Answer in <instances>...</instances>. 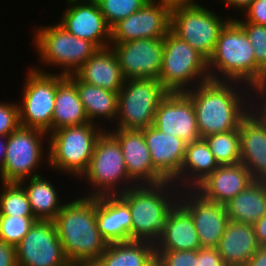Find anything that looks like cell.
I'll return each instance as SVG.
<instances>
[{
	"mask_svg": "<svg viewBox=\"0 0 266 266\" xmlns=\"http://www.w3.org/2000/svg\"><path fill=\"white\" fill-rule=\"evenodd\" d=\"M238 85V82L209 80L185 92L194 106L201 138L239 130L242 120L252 111L253 95L251 88Z\"/></svg>",
	"mask_w": 266,
	"mask_h": 266,
	"instance_id": "1",
	"label": "cell"
},
{
	"mask_svg": "<svg viewBox=\"0 0 266 266\" xmlns=\"http://www.w3.org/2000/svg\"><path fill=\"white\" fill-rule=\"evenodd\" d=\"M68 200L53 220L71 265H93L107 247L97 225V197Z\"/></svg>",
	"mask_w": 266,
	"mask_h": 266,
	"instance_id": "2",
	"label": "cell"
},
{
	"mask_svg": "<svg viewBox=\"0 0 266 266\" xmlns=\"http://www.w3.org/2000/svg\"><path fill=\"white\" fill-rule=\"evenodd\" d=\"M177 188L172 181H164L135 185L119 195L129 205L131 240L154 243L158 239L165 219L178 202L180 189Z\"/></svg>",
	"mask_w": 266,
	"mask_h": 266,
	"instance_id": "3",
	"label": "cell"
},
{
	"mask_svg": "<svg viewBox=\"0 0 266 266\" xmlns=\"http://www.w3.org/2000/svg\"><path fill=\"white\" fill-rule=\"evenodd\" d=\"M253 50L242 26L231 17L221 30L215 49L207 61L210 80L238 82L254 88Z\"/></svg>",
	"mask_w": 266,
	"mask_h": 266,
	"instance_id": "4",
	"label": "cell"
},
{
	"mask_svg": "<svg viewBox=\"0 0 266 266\" xmlns=\"http://www.w3.org/2000/svg\"><path fill=\"white\" fill-rule=\"evenodd\" d=\"M95 123L57 129L48 134V164L53 170L80 177L88 168L98 138L105 131Z\"/></svg>",
	"mask_w": 266,
	"mask_h": 266,
	"instance_id": "5",
	"label": "cell"
},
{
	"mask_svg": "<svg viewBox=\"0 0 266 266\" xmlns=\"http://www.w3.org/2000/svg\"><path fill=\"white\" fill-rule=\"evenodd\" d=\"M158 80L168 92L189 91L192 89L191 85L195 87L210 80L207 60L169 30L164 38L162 67Z\"/></svg>",
	"mask_w": 266,
	"mask_h": 266,
	"instance_id": "6",
	"label": "cell"
},
{
	"mask_svg": "<svg viewBox=\"0 0 266 266\" xmlns=\"http://www.w3.org/2000/svg\"><path fill=\"white\" fill-rule=\"evenodd\" d=\"M80 178L88 180L93 189L89 197L120 195L137 185L127 173L118 141L107 129L98 138L88 168Z\"/></svg>",
	"mask_w": 266,
	"mask_h": 266,
	"instance_id": "7",
	"label": "cell"
},
{
	"mask_svg": "<svg viewBox=\"0 0 266 266\" xmlns=\"http://www.w3.org/2000/svg\"><path fill=\"white\" fill-rule=\"evenodd\" d=\"M34 46L39 60L62 68V75L74 74L99 48L89 40L69 33L59 23L36 27Z\"/></svg>",
	"mask_w": 266,
	"mask_h": 266,
	"instance_id": "8",
	"label": "cell"
},
{
	"mask_svg": "<svg viewBox=\"0 0 266 266\" xmlns=\"http://www.w3.org/2000/svg\"><path fill=\"white\" fill-rule=\"evenodd\" d=\"M230 19H223L198 3L175 4L171 6L170 30L208 61L221 30Z\"/></svg>",
	"mask_w": 266,
	"mask_h": 266,
	"instance_id": "9",
	"label": "cell"
},
{
	"mask_svg": "<svg viewBox=\"0 0 266 266\" xmlns=\"http://www.w3.org/2000/svg\"><path fill=\"white\" fill-rule=\"evenodd\" d=\"M168 91L158 79H127L118 92L116 129L142 130L153 125L156 109Z\"/></svg>",
	"mask_w": 266,
	"mask_h": 266,
	"instance_id": "10",
	"label": "cell"
},
{
	"mask_svg": "<svg viewBox=\"0 0 266 266\" xmlns=\"http://www.w3.org/2000/svg\"><path fill=\"white\" fill-rule=\"evenodd\" d=\"M27 72L22 88V102L18 103L20 126L49 134L52 132L57 73L51 74L36 66Z\"/></svg>",
	"mask_w": 266,
	"mask_h": 266,
	"instance_id": "11",
	"label": "cell"
},
{
	"mask_svg": "<svg viewBox=\"0 0 266 266\" xmlns=\"http://www.w3.org/2000/svg\"><path fill=\"white\" fill-rule=\"evenodd\" d=\"M48 134L35 128L19 126L15 131L7 136V148L4 165L0 170L1 181L20 183L25 179L38 176L35 172L41 160L48 162V149L45 147V136ZM43 140V141H42ZM44 152L46 153L44 155Z\"/></svg>",
	"mask_w": 266,
	"mask_h": 266,
	"instance_id": "12",
	"label": "cell"
},
{
	"mask_svg": "<svg viewBox=\"0 0 266 266\" xmlns=\"http://www.w3.org/2000/svg\"><path fill=\"white\" fill-rule=\"evenodd\" d=\"M18 266H70L53 221L37 220L16 246Z\"/></svg>",
	"mask_w": 266,
	"mask_h": 266,
	"instance_id": "13",
	"label": "cell"
},
{
	"mask_svg": "<svg viewBox=\"0 0 266 266\" xmlns=\"http://www.w3.org/2000/svg\"><path fill=\"white\" fill-rule=\"evenodd\" d=\"M125 79H158L162 67L164 38H140L111 43Z\"/></svg>",
	"mask_w": 266,
	"mask_h": 266,
	"instance_id": "14",
	"label": "cell"
},
{
	"mask_svg": "<svg viewBox=\"0 0 266 266\" xmlns=\"http://www.w3.org/2000/svg\"><path fill=\"white\" fill-rule=\"evenodd\" d=\"M171 5L161 0H149L138 11L111 28V43L140 38H165L170 30Z\"/></svg>",
	"mask_w": 266,
	"mask_h": 266,
	"instance_id": "15",
	"label": "cell"
},
{
	"mask_svg": "<svg viewBox=\"0 0 266 266\" xmlns=\"http://www.w3.org/2000/svg\"><path fill=\"white\" fill-rule=\"evenodd\" d=\"M178 202L191 214L201 247L217 248L229 221L225 205L205 199L195 189L180 190Z\"/></svg>",
	"mask_w": 266,
	"mask_h": 266,
	"instance_id": "16",
	"label": "cell"
},
{
	"mask_svg": "<svg viewBox=\"0 0 266 266\" xmlns=\"http://www.w3.org/2000/svg\"><path fill=\"white\" fill-rule=\"evenodd\" d=\"M59 24L72 35L94 43L99 49L110 47L111 28L96 0H67Z\"/></svg>",
	"mask_w": 266,
	"mask_h": 266,
	"instance_id": "17",
	"label": "cell"
},
{
	"mask_svg": "<svg viewBox=\"0 0 266 266\" xmlns=\"http://www.w3.org/2000/svg\"><path fill=\"white\" fill-rule=\"evenodd\" d=\"M153 126L186 143L199 140L195 109L185 92H168L158 105Z\"/></svg>",
	"mask_w": 266,
	"mask_h": 266,
	"instance_id": "18",
	"label": "cell"
},
{
	"mask_svg": "<svg viewBox=\"0 0 266 266\" xmlns=\"http://www.w3.org/2000/svg\"><path fill=\"white\" fill-rule=\"evenodd\" d=\"M108 132L118 141L129 177L137 184H158L166 181L154 168L145 143L144 129H113Z\"/></svg>",
	"mask_w": 266,
	"mask_h": 266,
	"instance_id": "19",
	"label": "cell"
},
{
	"mask_svg": "<svg viewBox=\"0 0 266 266\" xmlns=\"http://www.w3.org/2000/svg\"><path fill=\"white\" fill-rule=\"evenodd\" d=\"M144 139L153 168L166 181H173L182 167L187 143L181 138L166 135L153 125L144 129Z\"/></svg>",
	"mask_w": 266,
	"mask_h": 266,
	"instance_id": "20",
	"label": "cell"
},
{
	"mask_svg": "<svg viewBox=\"0 0 266 266\" xmlns=\"http://www.w3.org/2000/svg\"><path fill=\"white\" fill-rule=\"evenodd\" d=\"M240 162L254 180L266 181V124L251 111L241 122Z\"/></svg>",
	"mask_w": 266,
	"mask_h": 266,
	"instance_id": "21",
	"label": "cell"
},
{
	"mask_svg": "<svg viewBox=\"0 0 266 266\" xmlns=\"http://www.w3.org/2000/svg\"><path fill=\"white\" fill-rule=\"evenodd\" d=\"M253 181L249 170L241 162L219 165L195 190L205 199L225 205Z\"/></svg>",
	"mask_w": 266,
	"mask_h": 266,
	"instance_id": "22",
	"label": "cell"
},
{
	"mask_svg": "<svg viewBox=\"0 0 266 266\" xmlns=\"http://www.w3.org/2000/svg\"><path fill=\"white\" fill-rule=\"evenodd\" d=\"M155 250H199L201 247L191 214L177 202L163 223Z\"/></svg>",
	"mask_w": 266,
	"mask_h": 266,
	"instance_id": "23",
	"label": "cell"
},
{
	"mask_svg": "<svg viewBox=\"0 0 266 266\" xmlns=\"http://www.w3.org/2000/svg\"><path fill=\"white\" fill-rule=\"evenodd\" d=\"M131 224L129 205L119 195L97 197V225L108 244L130 241Z\"/></svg>",
	"mask_w": 266,
	"mask_h": 266,
	"instance_id": "24",
	"label": "cell"
},
{
	"mask_svg": "<svg viewBox=\"0 0 266 266\" xmlns=\"http://www.w3.org/2000/svg\"><path fill=\"white\" fill-rule=\"evenodd\" d=\"M259 247L252 224L229 220L216 249L227 266H245Z\"/></svg>",
	"mask_w": 266,
	"mask_h": 266,
	"instance_id": "25",
	"label": "cell"
},
{
	"mask_svg": "<svg viewBox=\"0 0 266 266\" xmlns=\"http://www.w3.org/2000/svg\"><path fill=\"white\" fill-rule=\"evenodd\" d=\"M81 81L119 92L125 77L111 47L98 49L75 73Z\"/></svg>",
	"mask_w": 266,
	"mask_h": 266,
	"instance_id": "26",
	"label": "cell"
},
{
	"mask_svg": "<svg viewBox=\"0 0 266 266\" xmlns=\"http://www.w3.org/2000/svg\"><path fill=\"white\" fill-rule=\"evenodd\" d=\"M218 167L219 164L216 162L208 143L204 138H200L197 141L187 143L182 167L172 182L180 190L184 188L195 189Z\"/></svg>",
	"mask_w": 266,
	"mask_h": 266,
	"instance_id": "27",
	"label": "cell"
},
{
	"mask_svg": "<svg viewBox=\"0 0 266 266\" xmlns=\"http://www.w3.org/2000/svg\"><path fill=\"white\" fill-rule=\"evenodd\" d=\"M89 123L75 84L65 75L57 74L52 131Z\"/></svg>",
	"mask_w": 266,
	"mask_h": 266,
	"instance_id": "28",
	"label": "cell"
},
{
	"mask_svg": "<svg viewBox=\"0 0 266 266\" xmlns=\"http://www.w3.org/2000/svg\"><path fill=\"white\" fill-rule=\"evenodd\" d=\"M93 266H156L155 245L142 240L109 243Z\"/></svg>",
	"mask_w": 266,
	"mask_h": 266,
	"instance_id": "29",
	"label": "cell"
},
{
	"mask_svg": "<svg viewBox=\"0 0 266 266\" xmlns=\"http://www.w3.org/2000/svg\"><path fill=\"white\" fill-rule=\"evenodd\" d=\"M67 77L76 86L79 99L83 104L89 122L97 124L95 119L99 121V118L116 122L118 92L85 83L75 74H69Z\"/></svg>",
	"mask_w": 266,
	"mask_h": 266,
	"instance_id": "30",
	"label": "cell"
},
{
	"mask_svg": "<svg viewBox=\"0 0 266 266\" xmlns=\"http://www.w3.org/2000/svg\"><path fill=\"white\" fill-rule=\"evenodd\" d=\"M225 208L229 220L253 225L266 213V181L254 180Z\"/></svg>",
	"mask_w": 266,
	"mask_h": 266,
	"instance_id": "31",
	"label": "cell"
},
{
	"mask_svg": "<svg viewBox=\"0 0 266 266\" xmlns=\"http://www.w3.org/2000/svg\"><path fill=\"white\" fill-rule=\"evenodd\" d=\"M25 181V183H24ZM29 181V182H28ZM26 182L27 185H26ZM27 192L30 207L36 220L53 221L65 203L60 201L59 194L41 174L20 182Z\"/></svg>",
	"mask_w": 266,
	"mask_h": 266,
	"instance_id": "32",
	"label": "cell"
},
{
	"mask_svg": "<svg viewBox=\"0 0 266 266\" xmlns=\"http://www.w3.org/2000/svg\"><path fill=\"white\" fill-rule=\"evenodd\" d=\"M219 165L240 163L239 130L211 134L204 138Z\"/></svg>",
	"mask_w": 266,
	"mask_h": 266,
	"instance_id": "33",
	"label": "cell"
},
{
	"mask_svg": "<svg viewBox=\"0 0 266 266\" xmlns=\"http://www.w3.org/2000/svg\"><path fill=\"white\" fill-rule=\"evenodd\" d=\"M0 193V216L34 217L27 192L21 183L3 182Z\"/></svg>",
	"mask_w": 266,
	"mask_h": 266,
	"instance_id": "34",
	"label": "cell"
},
{
	"mask_svg": "<svg viewBox=\"0 0 266 266\" xmlns=\"http://www.w3.org/2000/svg\"><path fill=\"white\" fill-rule=\"evenodd\" d=\"M251 42L255 55V86L266 82V26L238 22Z\"/></svg>",
	"mask_w": 266,
	"mask_h": 266,
	"instance_id": "35",
	"label": "cell"
},
{
	"mask_svg": "<svg viewBox=\"0 0 266 266\" xmlns=\"http://www.w3.org/2000/svg\"><path fill=\"white\" fill-rule=\"evenodd\" d=\"M110 28L141 9L149 0H96Z\"/></svg>",
	"mask_w": 266,
	"mask_h": 266,
	"instance_id": "36",
	"label": "cell"
},
{
	"mask_svg": "<svg viewBox=\"0 0 266 266\" xmlns=\"http://www.w3.org/2000/svg\"><path fill=\"white\" fill-rule=\"evenodd\" d=\"M35 221V217L0 216V240L16 247Z\"/></svg>",
	"mask_w": 266,
	"mask_h": 266,
	"instance_id": "37",
	"label": "cell"
},
{
	"mask_svg": "<svg viewBox=\"0 0 266 266\" xmlns=\"http://www.w3.org/2000/svg\"><path fill=\"white\" fill-rule=\"evenodd\" d=\"M156 266H197V250H156Z\"/></svg>",
	"mask_w": 266,
	"mask_h": 266,
	"instance_id": "38",
	"label": "cell"
},
{
	"mask_svg": "<svg viewBox=\"0 0 266 266\" xmlns=\"http://www.w3.org/2000/svg\"><path fill=\"white\" fill-rule=\"evenodd\" d=\"M20 126L17 103L0 102V136H8Z\"/></svg>",
	"mask_w": 266,
	"mask_h": 266,
	"instance_id": "39",
	"label": "cell"
},
{
	"mask_svg": "<svg viewBox=\"0 0 266 266\" xmlns=\"http://www.w3.org/2000/svg\"><path fill=\"white\" fill-rule=\"evenodd\" d=\"M244 20L234 18L237 22H252L266 26V0H254L249 8L243 13ZM246 20V21H245Z\"/></svg>",
	"mask_w": 266,
	"mask_h": 266,
	"instance_id": "40",
	"label": "cell"
},
{
	"mask_svg": "<svg viewBox=\"0 0 266 266\" xmlns=\"http://www.w3.org/2000/svg\"><path fill=\"white\" fill-rule=\"evenodd\" d=\"M197 266H227L216 248L197 250Z\"/></svg>",
	"mask_w": 266,
	"mask_h": 266,
	"instance_id": "41",
	"label": "cell"
},
{
	"mask_svg": "<svg viewBox=\"0 0 266 266\" xmlns=\"http://www.w3.org/2000/svg\"><path fill=\"white\" fill-rule=\"evenodd\" d=\"M251 90L253 95L256 93L254 98H252V102H254L252 103L254 104L252 105V111L266 124V82L255 86ZM253 99H255V101ZM256 101L259 102L257 103Z\"/></svg>",
	"mask_w": 266,
	"mask_h": 266,
	"instance_id": "42",
	"label": "cell"
},
{
	"mask_svg": "<svg viewBox=\"0 0 266 266\" xmlns=\"http://www.w3.org/2000/svg\"><path fill=\"white\" fill-rule=\"evenodd\" d=\"M0 266H18L16 247L0 240Z\"/></svg>",
	"mask_w": 266,
	"mask_h": 266,
	"instance_id": "43",
	"label": "cell"
},
{
	"mask_svg": "<svg viewBox=\"0 0 266 266\" xmlns=\"http://www.w3.org/2000/svg\"><path fill=\"white\" fill-rule=\"evenodd\" d=\"M259 246L266 245V213L253 224Z\"/></svg>",
	"mask_w": 266,
	"mask_h": 266,
	"instance_id": "44",
	"label": "cell"
},
{
	"mask_svg": "<svg viewBox=\"0 0 266 266\" xmlns=\"http://www.w3.org/2000/svg\"><path fill=\"white\" fill-rule=\"evenodd\" d=\"M245 266H266V245L260 246Z\"/></svg>",
	"mask_w": 266,
	"mask_h": 266,
	"instance_id": "45",
	"label": "cell"
},
{
	"mask_svg": "<svg viewBox=\"0 0 266 266\" xmlns=\"http://www.w3.org/2000/svg\"><path fill=\"white\" fill-rule=\"evenodd\" d=\"M222 3L224 2V5L226 4L227 6L229 7H234L233 9H239V11L241 10V14L244 13L248 8L249 6L251 5V3L254 1V0H221Z\"/></svg>",
	"mask_w": 266,
	"mask_h": 266,
	"instance_id": "46",
	"label": "cell"
},
{
	"mask_svg": "<svg viewBox=\"0 0 266 266\" xmlns=\"http://www.w3.org/2000/svg\"><path fill=\"white\" fill-rule=\"evenodd\" d=\"M6 148H7V136H0V170L2 169L4 165V160L6 157Z\"/></svg>",
	"mask_w": 266,
	"mask_h": 266,
	"instance_id": "47",
	"label": "cell"
},
{
	"mask_svg": "<svg viewBox=\"0 0 266 266\" xmlns=\"http://www.w3.org/2000/svg\"><path fill=\"white\" fill-rule=\"evenodd\" d=\"M165 3H169L171 6L175 4H197L195 0H161Z\"/></svg>",
	"mask_w": 266,
	"mask_h": 266,
	"instance_id": "48",
	"label": "cell"
},
{
	"mask_svg": "<svg viewBox=\"0 0 266 266\" xmlns=\"http://www.w3.org/2000/svg\"><path fill=\"white\" fill-rule=\"evenodd\" d=\"M70 266H93V265H70Z\"/></svg>",
	"mask_w": 266,
	"mask_h": 266,
	"instance_id": "49",
	"label": "cell"
}]
</instances>
